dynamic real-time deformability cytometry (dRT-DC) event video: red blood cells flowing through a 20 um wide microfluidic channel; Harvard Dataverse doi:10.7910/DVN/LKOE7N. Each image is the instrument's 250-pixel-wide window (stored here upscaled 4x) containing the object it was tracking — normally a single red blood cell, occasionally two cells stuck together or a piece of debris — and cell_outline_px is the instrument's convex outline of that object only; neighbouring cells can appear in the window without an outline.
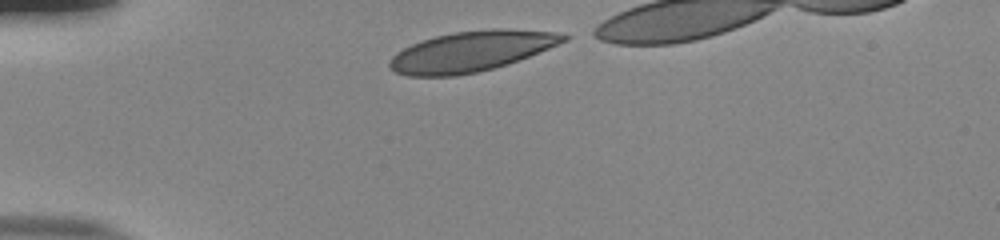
{"species": "human", "species_latin": "Homo sapiens", "temperature_condition": "room temperature", "stored_images_in_passage": 32, "camera_frame_rate_fps": 3000, "um_per_image_px": 0.085, "donor": {"sex": "male"}, "frame": {"image": 1, "passage_image": 1, "time_ms": 0.0, "image_size_px": [1000, 240], "cell_outline_px": [[568, 40], [508, 64], [476, 72], [456, 76], [408, 76], [396, 72], [388, 68], [388, 64], [392, 56], [396, 52], [412, 44], [436, 36], [452, 32], [492, 28], [500, 28], [556, 32], [568, 36]], "centroid_in_image_um": [40.03, 4.36], "position_along_channel_um": 45.0, "area_um2": 40.69}}
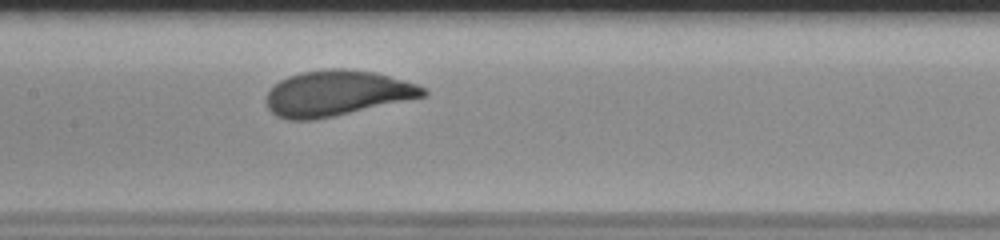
{"frame": {"image": 2, "passage_image": 14, "time_ms": 4.333, "image_size_px": [1000, 240], "cell_outline_px": [[428, 96], [316, 120], [288, 120], [276, 116], [268, 108], [264, 100], [264, 96], [280, 80], [288, 76], [304, 72], [332, 68], [344, 68], [372, 72], [388, 76], [416, 84], [424, 88], [428, 92]], "centroid_in_image_um": [28.61, 7.94], "position_along_channel_um": 178.8, "area_um2": 41.62}}
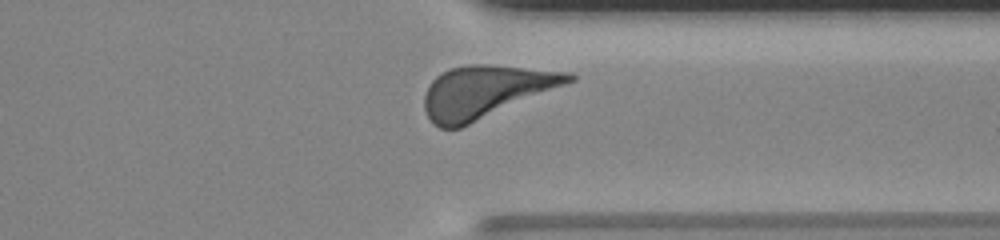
{"frame": {"image": 3, "passage_image": 29, "time_ms": 9.333, "image_size_px": [1000, 240], "cell_outline_px": [[576, 80], [460, 128], [440, 128], [432, 124], [424, 108], [424, 96], [432, 80], [436, 76], [448, 68], [468, 64], [488, 64], [572, 72], [576, 76]], "centroid_in_image_um": [41.26, 7.78], "position_along_channel_um": 370.1, "area_um2": 43.87}, "authors_computed_cell_mechanics": {"area_um2": 41.6449, "velocity_mm_per_s": 3.8303, "shape_relaxation_time_tau1_ms": 2.9267, "shape_relaxation_time_tau2_ms": null, "deformation_change_tau1": 0.1577, "deformation_change_tau2": null}}